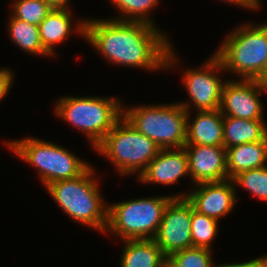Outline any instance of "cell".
<instances>
[{
    "label": "cell",
    "instance_id": "1",
    "mask_svg": "<svg viewBox=\"0 0 267 267\" xmlns=\"http://www.w3.org/2000/svg\"><path fill=\"white\" fill-rule=\"evenodd\" d=\"M161 30L143 22L89 17L84 39L111 65L168 71L180 67L181 58Z\"/></svg>",
    "mask_w": 267,
    "mask_h": 267
},
{
    "label": "cell",
    "instance_id": "2",
    "mask_svg": "<svg viewBox=\"0 0 267 267\" xmlns=\"http://www.w3.org/2000/svg\"><path fill=\"white\" fill-rule=\"evenodd\" d=\"M95 174L91 165L82 175L55 181L45 189L72 220L104 234L108 204L100 193V182Z\"/></svg>",
    "mask_w": 267,
    "mask_h": 267
},
{
    "label": "cell",
    "instance_id": "3",
    "mask_svg": "<svg viewBox=\"0 0 267 267\" xmlns=\"http://www.w3.org/2000/svg\"><path fill=\"white\" fill-rule=\"evenodd\" d=\"M229 32L214 51L225 72L261 81L267 71V22L248 21Z\"/></svg>",
    "mask_w": 267,
    "mask_h": 267
},
{
    "label": "cell",
    "instance_id": "4",
    "mask_svg": "<svg viewBox=\"0 0 267 267\" xmlns=\"http://www.w3.org/2000/svg\"><path fill=\"white\" fill-rule=\"evenodd\" d=\"M119 97L62 96L57 99L54 116L64 120L87 137L95 148L123 117V105Z\"/></svg>",
    "mask_w": 267,
    "mask_h": 267
},
{
    "label": "cell",
    "instance_id": "5",
    "mask_svg": "<svg viewBox=\"0 0 267 267\" xmlns=\"http://www.w3.org/2000/svg\"><path fill=\"white\" fill-rule=\"evenodd\" d=\"M32 137L6 140L8 142L5 141L4 145L20 160L35 168L44 188L55 181L76 178L91 166L69 149Z\"/></svg>",
    "mask_w": 267,
    "mask_h": 267
},
{
    "label": "cell",
    "instance_id": "6",
    "mask_svg": "<svg viewBox=\"0 0 267 267\" xmlns=\"http://www.w3.org/2000/svg\"><path fill=\"white\" fill-rule=\"evenodd\" d=\"M174 194L127 199L108 203L107 226L104 234L112 233L124 240L153 239L167 204Z\"/></svg>",
    "mask_w": 267,
    "mask_h": 267
},
{
    "label": "cell",
    "instance_id": "7",
    "mask_svg": "<svg viewBox=\"0 0 267 267\" xmlns=\"http://www.w3.org/2000/svg\"><path fill=\"white\" fill-rule=\"evenodd\" d=\"M160 149L122 117L93 150L108 158L121 176L138 178Z\"/></svg>",
    "mask_w": 267,
    "mask_h": 267
},
{
    "label": "cell",
    "instance_id": "8",
    "mask_svg": "<svg viewBox=\"0 0 267 267\" xmlns=\"http://www.w3.org/2000/svg\"><path fill=\"white\" fill-rule=\"evenodd\" d=\"M123 117L161 149L186 144L187 111L178 103L123 105Z\"/></svg>",
    "mask_w": 267,
    "mask_h": 267
},
{
    "label": "cell",
    "instance_id": "9",
    "mask_svg": "<svg viewBox=\"0 0 267 267\" xmlns=\"http://www.w3.org/2000/svg\"><path fill=\"white\" fill-rule=\"evenodd\" d=\"M223 72L225 73L223 65L214 53L201 67L187 68L181 81L189 101L178 103L186 111H191L193 108L195 111L219 109L223 86L227 81L220 76Z\"/></svg>",
    "mask_w": 267,
    "mask_h": 267
},
{
    "label": "cell",
    "instance_id": "10",
    "mask_svg": "<svg viewBox=\"0 0 267 267\" xmlns=\"http://www.w3.org/2000/svg\"><path fill=\"white\" fill-rule=\"evenodd\" d=\"M192 204L186 197H174L166 206L153 240L168 258L173 253L192 247Z\"/></svg>",
    "mask_w": 267,
    "mask_h": 267
},
{
    "label": "cell",
    "instance_id": "11",
    "mask_svg": "<svg viewBox=\"0 0 267 267\" xmlns=\"http://www.w3.org/2000/svg\"><path fill=\"white\" fill-rule=\"evenodd\" d=\"M267 86L260 80L230 79L222 90L220 112L223 116L248 120L264 119V106L261 94Z\"/></svg>",
    "mask_w": 267,
    "mask_h": 267
},
{
    "label": "cell",
    "instance_id": "12",
    "mask_svg": "<svg viewBox=\"0 0 267 267\" xmlns=\"http://www.w3.org/2000/svg\"><path fill=\"white\" fill-rule=\"evenodd\" d=\"M194 187L187 193H176L174 197H186L194 210L218 221L231 214L237 204V189L231 179L199 183Z\"/></svg>",
    "mask_w": 267,
    "mask_h": 267
},
{
    "label": "cell",
    "instance_id": "13",
    "mask_svg": "<svg viewBox=\"0 0 267 267\" xmlns=\"http://www.w3.org/2000/svg\"><path fill=\"white\" fill-rule=\"evenodd\" d=\"M188 157L189 174L193 184L218 182L228 179L226 148L185 144Z\"/></svg>",
    "mask_w": 267,
    "mask_h": 267
},
{
    "label": "cell",
    "instance_id": "14",
    "mask_svg": "<svg viewBox=\"0 0 267 267\" xmlns=\"http://www.w3.org/2000/svg\"><path fill=\"white\" fill-rule=\"evenodd\" d=\"M190 176L185 148L160 149L137 180L143 184L173 185Z\"/></svg>",
    "mask_w": 267,
    "mask_h": 267
},
{
    "label": "cell",
    "instance_id": "15",
    "mask_svg": "<svg viewBox=\"0 0 267 267\" xmlns=\"http://www.w3.org/2000/svg\"><path fill=\"white\" fill-rule=\"evenodd\" d=\"M72 14V9H52L38 25L42 46L52 58L56 54V46L69 40L73 33L84 39L86 19L79 18L73 23L75 17Z\"/></svg>",
    "mask_w": 267,
    "mask_h": 267
},
{
    "label": "cell",
    "instance_id": "16",
    "mask_svg": "<svg viewBox=\"0 0 267 267\" xmlns=\"http://www.w3.org/2000/svg\"><path fill=\"white\" fill-rule=\"evenodd\" d=\"M195 112L193 117V110L187 111L186 144L224 146L223 115L220 110Z\"/></svg>",
    "mask_w": 267,
    "mask_h": 267
},
{
    "label": "cell",
    "instance_id": "17",
    "mask_svg": "<svg viewBox=\"0 0 267 267\" xmlns=\"http://www.w3.org/2000/svg\"><path fill=\"white\" fill-rule=\"evenodd\" d=\"M228 179L241 172L267 166V138L226 148Z\"/></svg>",
    "mask_w": 267,
    "mask_h": 267
},
{
    "label": "cell",
    "instance_id": "18",
    "mask_svg": "<svg viewBox=\"0 0 267 267\" xmlns=\"http://www.w3.org/2000/svg\"><path fill=\"white\" fill-rule=\"evenodd\" d=\"M120 267H167V257L153 239L124 240Z\"/></svg>",
    "mask_w": 267,
    "mask_h": 267
},
{
    "label": "cell",
    "instance_id": "19",
    "mask_svg": "<svg viewBox=\"0 0 267 267\" xmlns=\"http://www.w3.org/2000/svg\"><path fill=\"white\" fill-rule=\"evenodd\" d=\"M267 138L265 119L248 120L223 116L224 147L262 141Z\"/></svg>",
    "mask_w": 267,
    "mask_h": 267
},
{
    "label": "cell",
    "instance_id": "20",
    "mask_svg": "<svg viewBox=\"0 0 267 267\" xmlns=\"http://www.w3.org/2000/svg\"><path fill=\"white\" fill-rule=\"evenodd\" d=\"M7 24L10 40L23 52L46 58L50 57L42 46L38 26L14 18L12 15L9 16Z\"/></svg>",
    "mask_w": 267,
    "mask_h": 267
},
{
    "label": "cell",
    "instance_id": "21",
    "mask_svg": "<svg viewBox=\"0 0 267 267\" xmlns=\"http://www.w3.org/2000/svg\"><path fill=\"white\" fill-rule=\"evenodd\" d=\"M119 14L110 19L119 21L143 22L157 26L151 12L158 7L160 0H109Z\"/></svg>",
    "mask_w": 267,
    "mask_h": 267
},
{
    "label": "cell",
    "instance_id": "22",
    "mask_svg": "<svg viewBox=\"0 0 267 267\" xmlns=\"http://www.w3.org/2000/svg\"><path fill=\"white\" fill-rule=\"evenodd\" d=\"M219 221L201 214L192 206L191 236L192 246L212 249V242L216 239L219 229Z\"/></svg>",
    "mask_w": 267,
    "mask_h": 267
},
{
    "label": "cell",
    "instance_id": "23",
    "mask_svg": "<svg viewBox=\"0 0 267 267\" xmlns=\"http://www.w3.org/2000/svg\"><path fill=\"white\" fill-rule=\"evenodd\" d=\"M212 250L189 247L167 258V267H215Z\"/></svg>",
    "mask_w": 267,
    "mask_h": 267
},
{
    "label": "cell",
    "instance_id": "24",
    "mask_svg": "<svg viewBox=\"0 0 267 267\" xmlns=\"http://www.w3.org/2000/svg\"><path fill=\"white\" fill-rule=\"evenodd\" d=\"M10 14L14 18L38 26L52 10L45 0H14Z\"/></svg>",
    "mask_w": 267,
    "mask_h": 267
},
{
    "label": "cell",
    "instance_id": "25",
    "mask_svg": "<svg viewBox=\"0 0 267 267\" xmlns=\"http://www.w3.org/2000/svg\"><path fill=\"white\" fill-rule=\"evenodd\" d=\"M232 180L235 186L241 187L256 198L267 202V166L241 172Z\"/></svg>",
    "mask_w": 267,
    "mask_h": 267
},
{
    "label": "cell",
    "instance_id": "26",
    "mask_svg": "<svg viewBox=\"0 0 267 267\" xmlns=\"http://www.w3.org/2000/svg\"><path fill=\"white\" fill-rule=\"evenodd\" d=\"M14 71L8 67H0V102L8 95L14 82Z\"/></svg>",
    "mask_w": 267,
    "mask_h": 267
},
{
    "label": "cell",
    "instance_id": "27",
    "mask_svg": "<svg viewBox=\"0 0 267 267\" xmlns=\"http://www.w3.org/2000/svg\"><path fill=\"white\" fill-rule=\"evenodd\" d=\"M215 267H267V254L246 262L216 264Z\"/></svg>",
    "mask_w": 267,
    "mask_h": 267
},
{
    "label": "cell",
    "instance_id": "28",
    "mask_svg": "<svg viewBox=\"0 0 267 267\" xmlns=\"http://www.w3.org/2000/svg\"><path fill=\"white\" fill-rule=\"evenodd\" d=\"M220 1L221 2L223 1L224 3L227 2L244 9L246 8V10H251V11H256V10L258 11L262 6V1L260 0H220Z\"/></svg>",
    "mask_w": 267,
    "mask_h": 267
},
{
    "label": "cell",
    "instance_id": "29",
    "mask_svg": "<svg viewBox=\"0 0 267 267\" xmlns=\"http://www.w3.org/2000/svg\"><path fill=\"white\" fill-rule=\"evenodd\" d=\"M52 9H69L70 7V0H45Z\"/></svg>",
    "mask_w": 267,
    "mask_h": 267
},
{
    "label": "cell",
    "instance_id": "30",
    "mask_svg": "<svg viewBox=\"0 0 267 267\" xmlns=\"http://www.w3.org/2000/svg\"><path fill=\"white\" fill-rule=\"evenodd\" d=\"M261 81L267 86V71H266V75L263 77Z\"/></svg>",
    "mask_w": 267,
    "mask_h": 267
}]
</instances>
